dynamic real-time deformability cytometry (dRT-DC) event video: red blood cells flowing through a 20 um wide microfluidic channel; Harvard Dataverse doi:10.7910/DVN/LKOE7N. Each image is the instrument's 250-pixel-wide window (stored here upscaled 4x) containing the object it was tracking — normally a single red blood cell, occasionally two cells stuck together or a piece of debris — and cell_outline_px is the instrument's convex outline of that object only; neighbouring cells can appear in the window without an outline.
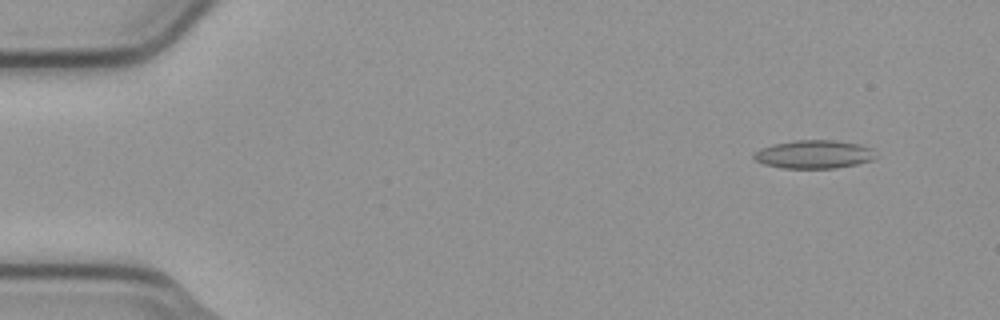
{"species": "common noctule bat (a hibernating species)", "species_latin": "Nyctalus noctula", "temperature_condition": "cold", "stored_images_in_passage": 7, "camera_frame_rate_fps": 3000, "um_per_image_px": 0.085, "animal": {"sex": "male", "body_mass_g": 23.1, "forearm_length_mm": 52.7}, "frame": {"image": 1, "passage_image": 2, "time_ms": 0.333, "image_size_px": [1000, 320], "cell_outline_px": [[876, 156], [872, 160], [856, 164], [836, 168], [780, 168], [764, 164], [756, 160], [752, 156], [760, 148], [772, 144], [792, 140], [836, 140], [860, 144], [872, 148]], "centroid_in_image_um": [69.18, 13.11], "position_along_channel_um": 15.8, "area_um2": 20.23}}
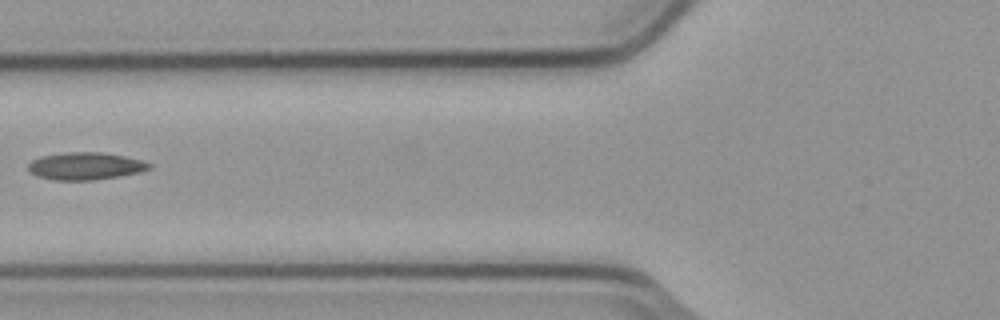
{"frame": {"image": 2, "passage_image": 6, "time_ms": 1.667, "image_size_px": [1000, 320], "cell_outline_px": [[152, 168], [140, 172], [120, 176], [92, 180], [56, 180], [36, 176], [28, 168], [28, 164], [32, 160], [40, 156], [68, 152], [104, 152], [124, 156], [140, 160], [152, 164]], "centroid_in_image_um": [7.27, 14.11], "position_along_channel_um": 118.5, "area_um2": 19.31}}
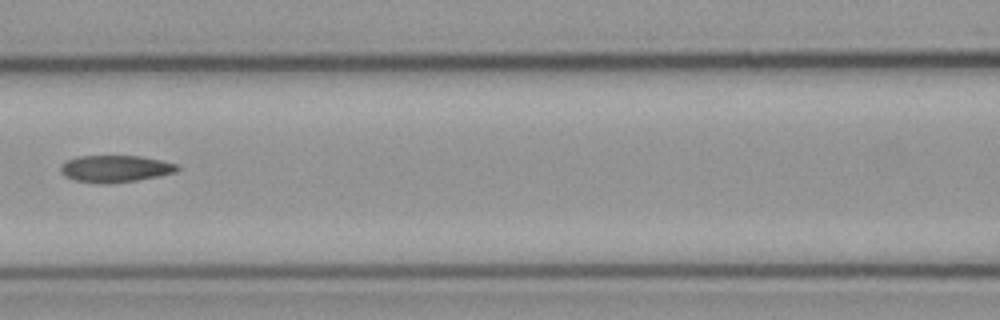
{"frame": {"image": 3, "passage_image": 7, "time_ms": 2.0, "image_size_px": [1000, 320], "cell_outline_px": [[180, 168], [176, 172], [160, 176], [136, 180], [108, 184], [100, 184], [76, 180], [64, 176], [60, 172], [60, 164], [76, 156], [140, 156], [180, 164]], "centroid_in_image_um": [9.81, 14.34], "position_along_channel_um": 156.8, "area_um2": 18.5}}